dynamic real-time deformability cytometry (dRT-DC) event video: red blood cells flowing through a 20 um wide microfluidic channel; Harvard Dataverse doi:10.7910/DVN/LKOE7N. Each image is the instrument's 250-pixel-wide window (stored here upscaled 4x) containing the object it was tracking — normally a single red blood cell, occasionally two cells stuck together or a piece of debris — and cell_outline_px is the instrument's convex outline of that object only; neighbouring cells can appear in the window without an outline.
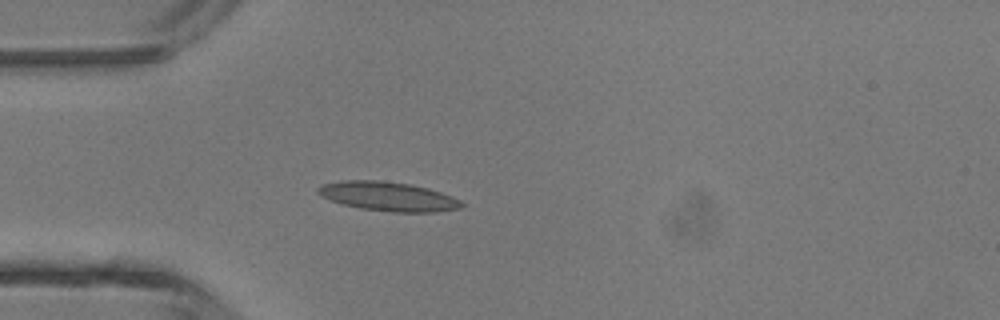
{"species": "common noctule bat (a hibernating species)", "species_latin": "Nyctalus noctula", "temperature_condition": "room temperature", "stored_images_in_passage": 3, "camera_frame_rate_fps": 3000, "um_per_image_px": 0.085, "animal": {"sex": "male", "body_mass_g": 13.3}, "frame": {"image": 1, "passage_image": 3, "time_ms": 0.667, "image_size_px": [1000, 320], "cell_outline_px": [[464, 204], [460, 208], [436, 212], [392, 212], [360, 208], [344, 204], [320, 196], [316, 192], [316, 188], [320, 184], [340, 180], [380, 180], [408, 184], [428, 188], [452, 196], [460, 200]], "centroid_in_image_um": [32.95, 16.69], "position_along_channel_um": 52.0, "area_um2": 24.45}}